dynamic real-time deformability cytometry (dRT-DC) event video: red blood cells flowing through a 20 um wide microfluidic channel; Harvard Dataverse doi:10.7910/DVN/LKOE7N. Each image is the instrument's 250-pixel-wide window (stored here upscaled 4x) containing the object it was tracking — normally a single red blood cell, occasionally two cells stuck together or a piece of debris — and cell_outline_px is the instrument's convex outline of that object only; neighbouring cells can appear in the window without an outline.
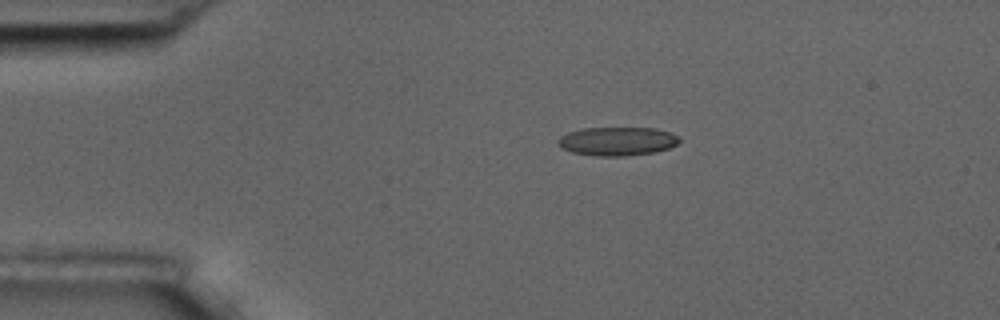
{"species": "common noctule bat (a hibernating species)", "species_latin": "Nyctalus noctula", "temperature_condition": "room temperature", "stored_images_in_passage": 46, "camera_frame_rate_fps": 3000, "um_per_image_px": 0.085, "animal": {"sex": "male", "body_mass_g": 17.5, "forearm_length_mm": 52.3}, "frame": {"image": 1, "passage_image": 1, "time_ms": 0.0, "image_size_px": [1000, 320], "cell_outline_px": [[680, 140], [676, 144], [668, 148], [652, 152], [624, 156], [596, 156], [572, 152], [560, 148], [556, 144], [556, 140], [560, 136], [568, 132], [580, 128], [656, 128], [680, 136]], "centroid_in_image_um": [52.4, 12.0], "position_along_channel_um": 32.6, "area_um2": 20.35}}
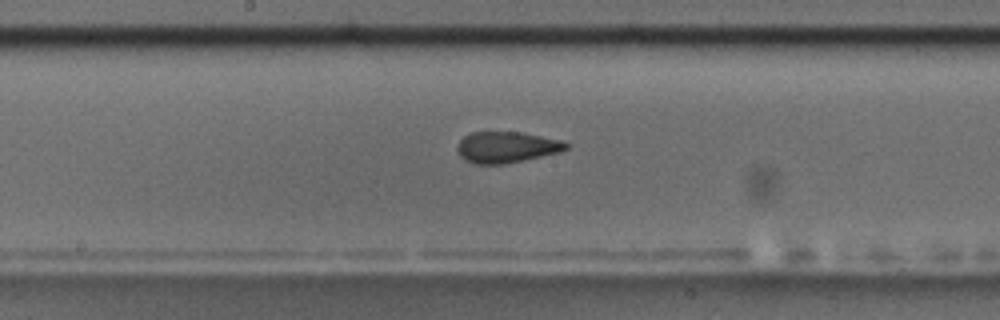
{"frame": {"image": 2, "passage_image": 19, "time_ms": 6.0, "image_size_px": [1000, 320], "cell_outline_px": [[568, 148], [560, 152], [504, 164], [476, 164], [464, 160], [460, 156], [456, 148], [456, 144], [464, 136], [472, 132], [520, 132], [560, 140], [568, 144]], "centroid_in_image_um": [43.01, 12.51], "position_along_channel_um": 205.2, "area_um2": 19.65}}
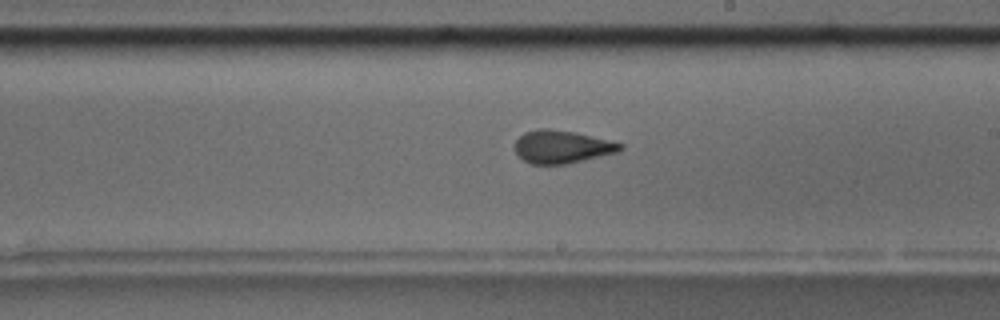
{"frame": {"image": 3, "passage_image": 22, "time_ms": 7.0, "image_size_px": [1000, 320], "cell_outline_px": [[624, 148], [616, 152], [568, 164], [532, 164], [524, 160], [516, 152], [516, 140], [524, 132], [536, 128], [548, 128], [576, 132], [624, 144]], "centroid_in_image_um": [47.76, 12.46], "position_along_channel_um": 241.2, "area_um2": 20.11}, "authors_computed_cell_mechanics": {"area_um2": 20.2011, "velocity_mm_per_s": 3.6254, "shape_relaxation_time_tau1_ms": null, "shape_relaxation_time_tau2_ms": 1.4048, "deformation_change_tau1": null, "deformation_change_tau2": 0.0967}}